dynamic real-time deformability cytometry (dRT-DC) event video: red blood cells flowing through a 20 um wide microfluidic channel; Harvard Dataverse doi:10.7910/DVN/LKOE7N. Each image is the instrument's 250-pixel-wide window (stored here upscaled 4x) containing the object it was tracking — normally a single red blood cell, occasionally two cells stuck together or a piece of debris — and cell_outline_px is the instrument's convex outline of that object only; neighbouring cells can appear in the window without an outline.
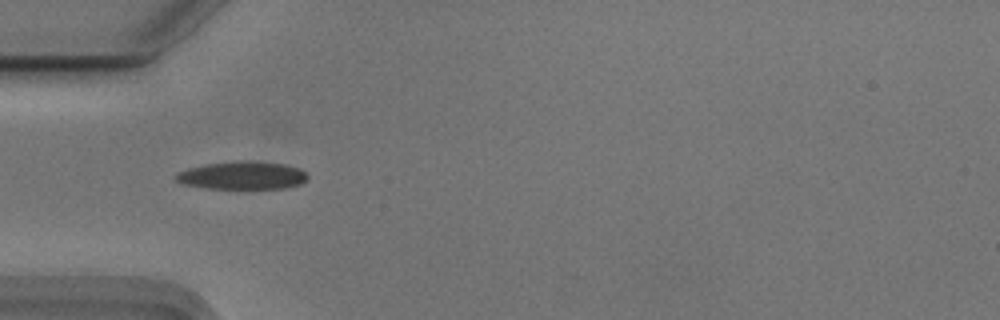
{"species": "Egyptian fruit bat (a non-hibernating species)", "species_latin": "Rousettus aegyptiacus", "temperature_condition": "cold", "stored_images_in_passage": 7, "camera_frame_rate_fps": 3000, "um_per_image_px": 0.085, "animal": {"sex": "male"}, "frame": {"image": 1, "passage_image": 1, "time_ms": 0.0, "image_size_px": [1000, 320], "cell_outline_px": [[308, 176], [300, 184], [284, 188], [208, 188], [184, 184], [176, 180], [176, 176], [180, 172], [188, 168], [208, 164], [236, 160], [248, 160], [284, 164], [300, 168]], "centroid_in_image_um": [20.62, 14.9], "position_along_channel_um": 64.4, "area_um2": 21.15}}
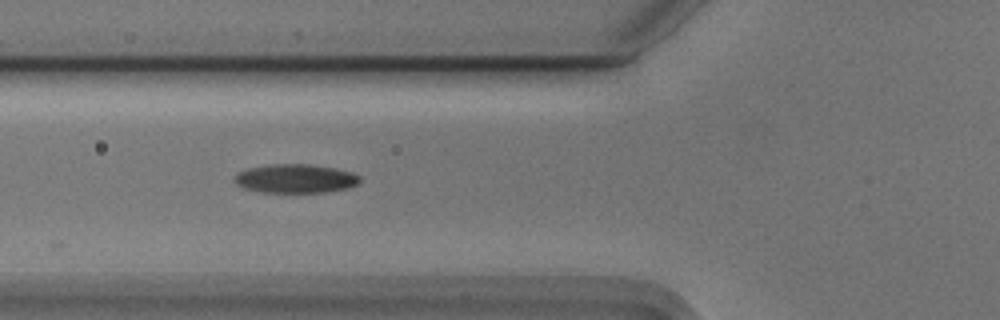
{"frame": {"image": 2, "passage_image": 4, "time_ms": 1.0, "image_size_px": [1000, 320], "cell_outline_px": [[360, 184], [348, 188], [328, 192], [260, 192], [244, 188], [236, 184], [232, 180], [236, 172], [248, 168], [268, 164], [308, 164], [336, 168], [352, 172], [360, 176]], "centroid_in_image_um": [25.1, 15.17], "position_along_channel_um": 100.7, "area_um2": 21.39}}
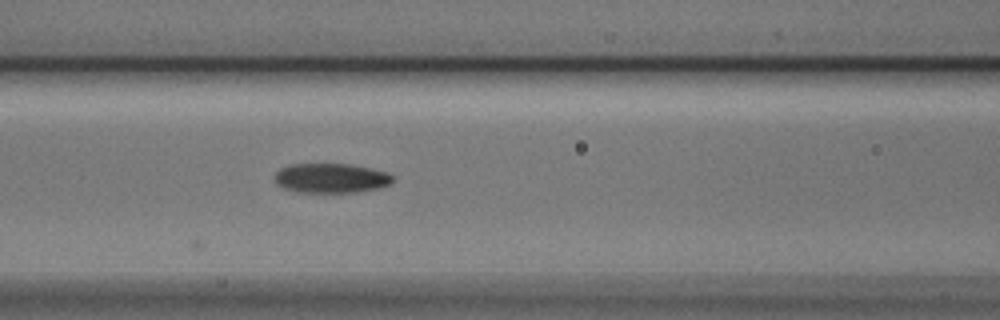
{"frame": {"image": 3, "passage_image": 7, "time_ms": 2.0, "image_size_px": [1000, 320], "cell_outline_px": [[392, 180], [388, 184], [380, 188], [356, 192], [296, 192], [284, 188], [276, 184], [276, 172], [280, 168], [292, 164], [348, 164], [372, 168], [388, 172], [392, 176]], "centroid_in_image_um": [28.14, 15.14], "position_along_channel_um": 138.5, "area_um2": 20.29}}